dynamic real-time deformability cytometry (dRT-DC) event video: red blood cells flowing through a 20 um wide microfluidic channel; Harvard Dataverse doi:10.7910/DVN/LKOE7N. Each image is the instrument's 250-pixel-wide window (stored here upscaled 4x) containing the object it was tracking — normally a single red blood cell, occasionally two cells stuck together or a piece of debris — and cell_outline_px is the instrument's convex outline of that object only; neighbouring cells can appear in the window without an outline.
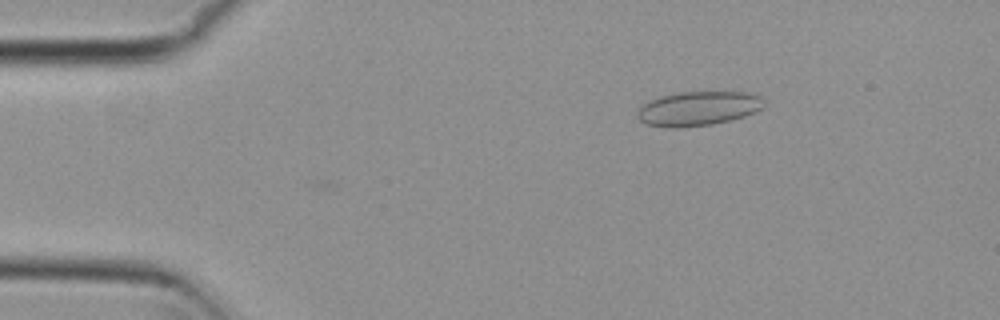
{"species": "common noctule bat (a hibernating species)", "species_latin": "Nyctalus noctula", "temperature_condition": "cold", "stored_images_in_passage": 48, "camera_frame_rate_fps": 3000, "um_per_image_px": 0.085, "animal": {"sex": "female", "body_mass_g": 29.2, "forearm_length_mm": 56.3}, "frame": {"image": 1, "passage_image": 2, "time_ms": 0.333, "image_size_px": [1000, 320], "cell_outline_px": [[764, 108], [756, 112], [732, 120], [712, 124], [680, 128], [668, 128], [648, 124], [640, 120], [636, 116], [636, 112], [648, 100], [660, 96], [680, 92], [748, 92], [760, 96], [764, 100]], "centroid_in_image_um": [59.36, 9.23], "position_along_channel_um": 25.6, "area_um2": 25.55}}
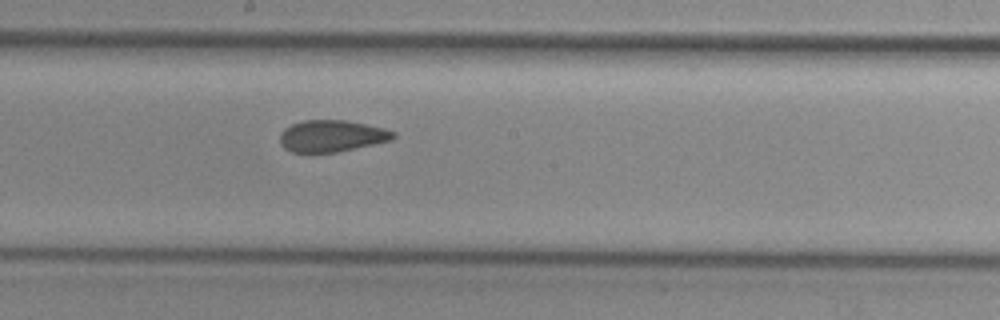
{"frame": {"image": 2, "passage_image": 23, "time_ms": 7.333, "image_size_px": [1000, 320], "cell_outline_px": [[396, 136], [392, 140], [336, 152], [312, 156], [292, 152], [284, 148], [280, 140], [280, 132], [284, 128], [292, 124], [304, 120], [344, 120], [364, 124], [396, 132]], "centroid_in_image_um": [28.12, 11.6], "position_along_channel_um": 220.1, "area_um2": 21.33}}
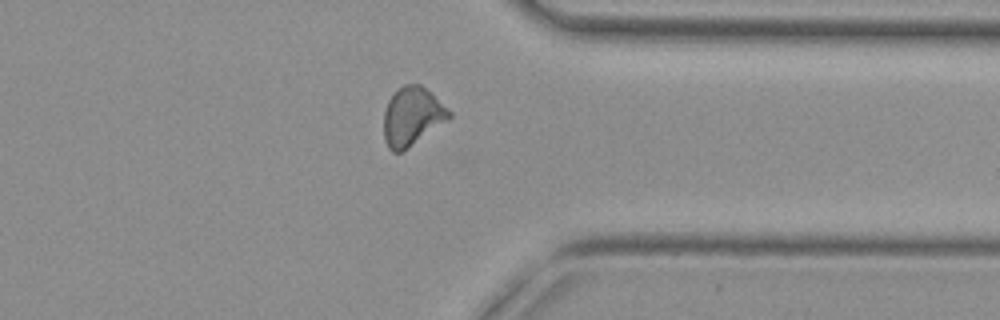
{"frame": {"image": 3, "passage_image": 36, "time_ms": 11.667, "image_size_px": [1000, 320], "cell_outline_px": [[452, 116], [400, 152], [392, 152], [388, 148], [384, 140], [384, 112], [388, 100], [404, 84], [420, 84], [432, 92], [452, 112]], "centroid_in_image_um": [35.02, 9.86], "position_along_channel_um": 376.4, "area_um2": 21.85}, "authors_computed_cell_mechanics": {"area_um2": 21.8195, "velocity_mm_per_s": 3.7379, "shape_relaxation_time_tau1_ms": null, "shape_relaxation_time_tau2_ms": 1.4913, "deformation_change_tau1": null, "deformation_change_tau2": 0.0626}}